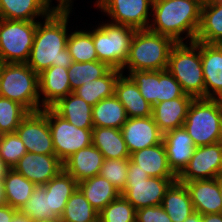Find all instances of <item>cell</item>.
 Wrapping results in <instances>:
<instances>
[{
  "instance_id": "cell-24",
  "label": "cell",
  "mask_w": 222,
  "mask_h": 222,
  "mask_svg": "<svg viewBox=\"0 0 222 222\" xmlns=\"http://www.w3.org/2000/svg\"><path fill=\"white\" fill-rule=\"evenodd\" d=\"M51 108L75 127L83 129H93L94 127L93 106L73 92L60 99Z\"/></svg>"
},
{
  "instance_id": "cell-19",
  "label": "cell",
  "mask_w": 222,
  "mask_h": 222,
  "mask_svg": "<svg viewBox=\"0 0 222 222\" xmlns=\"http://www.w3.org/2000/svg\"><path fill=\"white\" fill-rule=\"evenodd\" d=\"M68 68L51 66L39 74V94H42L41 110L51 108L60 99L72 93Z\"/></svg>"
},
{
  "instance_id": "cell-14",
  "label": "cell",
  "mask_w": 222,
  "mask_h": 222,
  "mask_svg": "<svg viewBox=\"0 0 222 222\" xmlns=\"http://www.w3.org/2000/svg\"><path fill=\"white\" fill-rule=\"evenodd\" d=\"M36 186H44L63 170L55 154L25 153L13 168Z\"/></svg>"
},
{
  "instance_id": "cell-55",
  "label": "cell",
  "mask_w": 222,
  "mask_h": 222,
  "mask_svg": "<svg viewBox=\"0 0 222 222\" xmlns=\"http://www.w3.org/2000/svg\"><path fill=\"white\" fill-rule=\"evenodd\" d=\"M219 142L222 144V130H221V138Z\"/></svg>"
},
{
  "instance_id": "cell-29",
  "label": "cell",
  "mask_w": 222,
  "mask_h": 222,
  "mask_svg": "<svg viewBox=\"0 0 222 222\" xmlns=\"http://www.w3.org/2000/svg\"><path fill=\"white\" fill-rule=\"evenodd\" d=\"M122 74L121 70L111 68L99 79L84 83L73 91L78 97L94 106L100 100L114 96L115 84Z\"/></svg>"
},
{
  "instance_id": "cell-22",
  "label": "cell",
  "mask_w": 222,
  "mask_h": 222,
  "mask_svg": "<svg viewBox=\"0 0 222 222\" xmlns=\"http://www.w3.org/2000/svg\"><path fill=\"white\" fill-rule=\"evenodd\" d=\"M130 160L149 177L177 178L168 164L163 142L131 153Z\"/></svg>"
},
{
  "instance_id": "cell-1",
  "label": "cell",
  "mask_w": 222,
  "mask_h": 222,
  "mask_svg": "<svg viewBox=\"0 0 222 222\" xmlns=\"http://www.w3.org/2000/svg\"><path fill=\"white\" fill-rule=\"evenodd\" d=\"M70 13L51 12L37 23L27 65L37 74L51 66L69 68L73 59L67 48Z\"/></svg>"
},
{
  "instance_id": "cell-2",
  "label": "cell",
  "mask_w": 222,
  "mask_h": 222,
  "mask_svg": "<svg viewBox=\"0 0 222 222\" xmlns=\"http://www.w3.org/2000/svg\"><path fill=\"white\" fill-rule=\"evenodd\" d=\"M203 2L204 0H153V18L148 29L171 38L175 43H183L187 38L189 42H194ZM185 32V38L181 37Z\"/></svg>"
},
{
  "instance_id": "cell-21",
  "label": "cell",
  "mask_w": 222,
  "mask_h": 222,
  "mask_svg": "<svg viewBox=\"0 0 222 222\" xmlns=\"http://www.w3.org/2000/svg\"><path fill=\"white\" fill-rule=\"evenodd\" d=\"M193 99V97H178L153 106L152 117L163 134L183 127L188 108Z\"/></svg>"
},
{
  "instance_id": "cell-20",
  "label": "cell",
  "mask_w": 222,
  "mask_h": 222,
  "mask_svg": "<svg viewBox=\"0 0 222 222\" xmlns=\"http://www.w3.org/2000/svg\"><path fill=\"white\" fill-rule=\"evenodd\" d=\"M104 161L103 154L93 144L80 149L63 162V170L78 183L100 175Z\"/></svg>"
},
{
  "instance_id": "cell-18",
  "label": "cell",
  "mask_w": 222,
  "mask_h": 222,
  "mask_svg": "<svg viewBox=\"0 0 222 222\" xmlns=\"http://www.w3.org/2000/svg\"><path fill=\"white\" fill-rule=\"evenodd\" d=\"M205 98L222 100V44L201 42Z\"/></svg>"
},
{
  "instance_id": "cell-23",
  "label": "cell",
  "mask_w": 222,
  "mask_h": 222,
  "mask_svg": "<svg viewBox=\"0 0 222 222\" xmlns=\"http://www.w3.org/2000/svg\"><path fill=\"white\" fill-rule=\"evenodd\" d=\"M114 95L122 103L128 118L152 116L153 106L141 95L138 86L123 73L115 84Z\"/></svg>"
},
{
  "instance_id": "cell-7",
  "label": "cell",
  "mask_w": 222,
  "mask_h": 222,
  "mask_svg": "<svg viewBox=\"0 0 222 222\" xmlns=\"http://www.w3.org/2000/svg\"><path fill=\"white\" fill-rule=\"evenodd\" d=\"M136 29L126 25L103 23L92 30L98 61L122 70L128 58L130 43Z\"/></svg>"
},
{
  "instance_id": "cell-36",
  "label": "cell",
  "mask_w": 222,
  "mask_h": 222,
  "mask_svg": "<svg viewBox=\"0 0 222 222\" xmlns=\"http://www.w3.org/2000/svg\"><path fill=\"white\" fill-rule=\"evenodd\" d=\"M19 212L31 220H59L50 208L49 192L44 186H36L31 197Z\"/></svg>"
},
{
  "instance_id": "cell-41",
  "label": "cell",
  "mask_w": 222,
  "mask_h": 222,
  "mask_svg": "<svg viewBox=\"0 0 222 222\" xmlns=\"http://www.w3.org/2000/svg\"><path fill=\"white\" fill-rule=\"evenodd\" d=\"M129 158L104 159L100 175L122 192L127 184Z\"/></svg>"
},
{
  "instance_id": "cell-3",
  "label": "cell",
  "mask_w": 222,
  "mask_h": 222,
  "mask_svg": "<svg viewBox=\"0 0 222 222\" xmlns=\"http://www.w3.org/2000/svg\"><path fill=\"white\" fill-rule=\"evenodd\" d=\"M176 43L169 37L150 31L136 30L129 48L128 58L121 70H167L169 53Z\"/></svg>"
},
{
  "instance_id": "cell-17",
  "label": "cell",
  "mask_w": 222,
  "mask_h": 222,
  "mask_svg": "<svg viewBox=\"0 0 222 222\" xmlns=\"http://www.w3.org/2000/svg\"><path fill=\"white\" fill-rule=\"evenodd\" d=\"M163 144L170 169L178 177L188 165L195 151L193 140L185 128L180 127L164 133Z\"/></svg>"
},
{
  "instance_id": "cell-30",
  "label": "cell",
  "mask_w": 222,
  "mask_h": 222,
  "mask_svg": "<svg viewBox=\"0 0 222 222\" xmlns=\"http://www.w3.org/2000/svg\"><path fill=\"white\" fill-rule=\"evenodd\" d=\"M196 42L222 44V4H203Z\"/></svg>"
},
{
  "instance_id": "cell-27",
  "label": "cell",
  "mask_w": 222,
  "mask_h": 222,
  "mask_svg": "<svg viewBox=\"0 0 222 222\" xmlns=\"http://www.w3.org/2000/svg\"><path fill=\"white\" fill-rule=\"evenodd\" d=\"M78 188L98 212L121 195V192L101 175L79 182Z\"/></svg>"
},
{
  "instance_id": "cell-26",
  "label": "cell",
  "mask_w": 222,
  "mask_h": 222,
  "mask_svg": "<svg viewBox=\"0 0 222 222\" xmlns=\"http://www.w3.org/2000/svg\"><path fill=\"white\" fill-rule=\"evenodd\" d=\"M161 206L172 222H184L193 212V204L184 183L176 180L166 190Z\"/></svg>"
},
{
  "instance_id": "cell-15",
  "label": "cell",
  "mask_w": 222,
  "mask_h": 222,
  "mask_svg": "<svg viewBox=\"0 0 222 222\" xmlns=\"http://www.w3.org/2000/svg\"><path fill=\"white\" fill-rule=\"evenodd\" d=\"M121 132L130 154L163 142V133L152 116L128 118Z\"/></svg>"
},
{
  "instance_id": "cell-53",
  "label": "cell",
  "mask_w": 222,
  "mask_h": 222,
  "mask_svg": "<svg viewBox=\"0 0 222 222\" xmlns=\"http://www.w3.org/2000/svg\"><path fill=\"white\" fill-rule=\"evenodd\" d=\"M32 222H61V221L59 219V220H32Z\"/></svg>"
},
{
  "instance_id": "cell-51",
  "label": "cell",
  "mask_w": 222,
  "mask_h": 222,
  "mask_svg": "<svg viewBox=\"0 0 222 222\" xmlns=\"http://www.w3.org/2000/svg\"><path fill=\"white\" fill-rule=\"evenodd\" d=\"M3 180H0V206L7 204L6 198H5V191L3 187Z\"/></svg>"
},
{
  "instance_id": "cell-47",
  "label": "cell",
  "mask_w": 222,
  "mask_h": 222,
  "mask_svg": "<svg viewBox=\"0 0 222 222\" xmlns=\"http://www.w3.org/2000/svg\"><path fill=\"white\" fill-rule=\"evenodd\" d=\"M184 222H207V214L201 215L198 212H193Z\"/></svg>"
},
{
  "instance_id": "cell-4",
  "label": "cell",
  "mask_w": 222,
  "mask_h": 222,
  "mask_svg": "<svg viewBox=\"0 0 222 222\" xmlns=\"http://www.w3.org/2000/svg\"><path fill=\"white\" fill-rule=\"evenodd\" d=\"M188 44L176 43L171 48L167 70L179 82L185 94L194 99L205 98L201 42L194 41Z\"/></svg>"
},
{
  "instance_id": "cell-10",
  "label": "cell",
  "mask_w": 222,
  "mask_h": 222,
  "mask_svg": "<svg viewBox=\"0 0 222 222\" xmlns=\"http://www.w3.org/2000/svg\"><path fill=\"white\" fill-rule=\"evenodd\" d=\"M48 125L51 131L55 155L64 162L71 155L92 144V129L75 127L48 108Z\"/></svg>"
},
{
  "instance_id": "cell-49",
  "label": "cell",
  "mask_w": 222,
  "mask_h": 222,
  "mask_svg": "<svg viewBox=\"0 0 222 222\" xmlns=\"http://www.w3.org/2000/svg\"><path fill=\"white\" fill-rule=\"evenodd\" d=\"M11 222H32L26 215L21 214L19 211L14 215Z\"/></svg>"
},
{
  "instance_id": "cell-8",
  "label": "cell",
  "mask_w": 222,
  "mask_h": 222,
  "mask_svg": "<svg viewBox=\"0 0 222 222\" xmlns=\"http://www.w3.org/2000/svg\"><path fill=\"white\" fill-rule=\"evenodd\" d=\"M177 178L149 177L129 158L127 184L121 195L137 210L161 205L166 190Z\"/></svg>"
},
{
  "instance_id": "cell-34",
  "label": "cell",
  "mask_w": 222,
  "mask_h": 222,
  "mask_svg": "<svg viewBox=\"0 0 222 222\" xmlns=\"http://www.w3.org/2000/svg\"><path fill=\"white\" fill-rule=\"evenodd\" d=\"M98 211L91 206L79 188L70 196L65 205L61 222H98Z\"/></svg>"
},
{
  "instance_id": "cell-13",
  "label": "cell",
  "mask_w": 222,
  "mask_h": 222,
  "mask_svg": "<svg viewBox=\"0 0 222 222\" xmlns=\"http://www.w3.org/2000/svg\"><path fill=\"white\" fill-rule=\"evenodd\" d=\"M222 175V144L220 142L199 146L182 173L179 182L218 178Z\"/></svg>"
},
{
  "instance_id": "cell-33",
  "label": "cell",
  "mask_w": 222,
  "mask_h": 222,
  "mask_svg": "<svg viewBox=\"0 0 222 222\" xmlns=\"http://www.w3.org/2000/svg\"><path fill=\"white\" fill-rule=\"evenodd\" d=\"M2 182L7 205L18 211L28 201L36 188L33 182H30L14 169L8 171Z\"/></svg>"
},
{
  "instance_id": "cell-5",
  "label": "cell",
  "mask_w": 222,
  "mask_h": 222,
  "mask_svg": "<svg viewBox=\"0 0 222 222\" xmlns=\"http://www.w3.org/2000/svg\"><path fill=\"white\" fill-rule=\"evenodd\" d=\"M0 96L40 111L39 74L27 63H0Z\"/></svg>"
},
{
  "instance_id": "cell-12",
  "label": "cell",
  "mask_w": 222,
  "mask_h": 222,
  "mask_svg": "<svg viewBox=\"0 0 222 222\" xmlns=\"http://www.w3.org/2000/svg\"><path fill=\"white\" fill-rule=\"evenodd\" d=\"M27 152L55 154L51 131L48 125V108L30 112L16 130Z\"/></svg>"
},
{
  "instance_id": "cell-46",
  "label": "cell",
  "mask_w": 222,
  "mask_h": 222,
  "mask_svg": "<svg viewBox=\"0 0 222 222\" xmlns=\"http://www.w3.org/2000/svg\"><path fill=\"white\" fill-rule=\"evenodd\" d=\"M17 212L18 210L10 205L4 204L0 206V222H11Z\"/></svg>"
},
{
  "instance_id": "cell-43",
  "label": "cell",
  "mask_w": 222,
  "mask_h": 222,
  "mask_svg": "<svg viewBox=\"0 0 222 222\" xmlns=\"http://www.w3.org/2000/svg\"><path fill=\"white\" fill-rule=\"evenodd\" d=\"M178 97H192L183 92L179 82L168 70L159 71L157 103L172 100Z\"/></svg>"
},
{
  "instance_id": "cell-45",
  "label": "cell",
  "mask_w": 222,
  "mask_h": 222,
  "mask_svg": "<svg viewBox=\"0 0 222 222\" xmlns=\"http://www.w3.org/2000/svg\"><path fill=\"white\" fill-rule=\"evenodd\" d=\"M57 6H52V0H42L44 5L49 9L50 12H59V13H70L72 10V0H56Z\"/></svg>"
},
{
  "instance_id": "cell-37",
  "label": "cell",
  "mask_w": 222,
  "mask_h": 222,
  "mask_svg": "<svg viewBox=\"0 0 222 222\" xmlns=\"http://www.w3.org/2000/svg\"><path fill=\"white\" fill-rule=\"evenodd\" d=\"M111 68L104 62H73L68 68V78L71 90L74 91L84 83L104 76Z\"/></svg>"
},
{
  "instance_id": "cell-52",
  "label": "cell",
  "mask_w": 222,
  "mask_h": 222,
  "mask_svg": "<svg viewBox=\"0 0 222 222\" xmlns=\"http://www.w3.org/2000/svg\"><path fill=\"white\" fill-rule=\"evenodd\" d=\"M203 4H222V0H204Z\"/></svg>"
},
{
  "instance_id": "cell-25",
  "label": "cell",
  "mask_w": 222,
  "mask_h": 222,
  "mask_svg": "<svg viewBox=\"0 0 222 222\" xmlns=\"http://www.w3.org/2000/svg\"><path fill=\"white\" fill-rule=\"evenodd\" d=\"M92 144L99 149L104 159L130 158L121 129L93 127Z\"/></svg>"
},
{
  "instance_id": "cell-28",
  "label": "cell",
  "mask_w": 222,
  "mask_h": 222,
  "mask_svg": "<svg viewBox=\"0 0 222 222\" xmlns=\"http://www.w3.org/2000/svg\"><path fill=\"white\" fill-rule=\"evenodd\" d=\"M51 12L42 0H0V18L8 20H42Z\"/></svg>"
},
{
  "instance_id": "cell-35",
  "label": "cell",
  "mask_w": 222,
  "mask_h": 222,
  "mask_svg": "<svg viewBox=\"0 0 222 222\" xmlns=\"http://www.w3.org/2000/svg\"><path fill=\"white\" fill-rule=\"evenodd\" d=\"M67 48L73 62L98 61V56L92 38V31L75 30L68 35Z\"/></svg>"
},
{
  "instance_id": "cell-39",
  "label": "cell",
  "mask_w": 222,
  "mask_h": 222,
  "mask_svg": "<svg viewBox=\"0 0 222 222\" xmlns=\"http://www.w3.org/2000/svg\"><path fill=\"white\" fill-rule=\"evenodd\" d=\"M98 222H136V209L122 196L98 213Z\"/></svg>"
},
{
  "instance_id": "cell-42",
  "label": "cell",
  "mask_w": 222,
  "mask_h": 222,
  "mask_svg": "<svg viewBox=\"0 0 222 222\" xmlns=\"http://www.w3.org/2000/svg\"><path fill=\"white\" fill-rule=\"evenodd\" d=\"M25 153L27 149L16 132L0 135V156L10 169L14 168Z\"/></svg>"
},
{
  "instance_id": "cell-48",
  "label": "cell",
  "mask_w": 222,
  "mask_h": 222,
  "mask_svg": "<svg viewBox=\"0 0 222 222\" xmlns=\"http://www.w3.org/2000/svg\"><path fill=\"white\" fill-rule=\"evenodd\" d=\"M10 167L4 162V160L0 156V180H3Z\"/></svg>"
},
{
  "instance_id": "cell-31",
  "label": "cell",
  "mask_w": 222,
  "mask_h": 222,
  "mask_svg": "<svg viewBox=\"0 0 222 222\" xmlns=\"http://www.w3.org/2000/svg\"><path fill=\"white\" fill-rule=\"evenodd\" d=\"M44 187L46 192H49L50 208L60 219L70 196L78 188V182L70 174L62 170Z\"/></svg>"
},
{
  "instance_id": "cell-16",
  "label": "cell",
  "mask_w": 222,
  "mask_h": 222,
  "mask_svg": "<svg viewBox=\"0 0 222 222\" xmlns=\"http://www.w3.org/2000/svg\"><path fill=\"white\" fill-rule=\"evenodd\" d=\"M181 183L189 192L195 212L201 215L222 213L220 177Z\"/></svg>"
},
{
  "instance_id": "cell-38",
  "label": "cell",
  "mask_w": 222,
  "mask_h": 222,
  "mask_svg": "<svg viewBox=\"0 0 222 222\" xmlns=\"http://www.w3.org/2000/svg\"><path fill=\"white\" fill-rule=\"evenodd\" d=\"M29 113L21 104L0 96V135L15 133Z\"/></svg>"
},
{
  "instance_id": "cell-11",
  "label": "cell",
  "mask_w": 222,
  "mask_h": 222,
  "mask_svg": "<svg viewBox=\"0 0 222 222\" xmlns=\"http://www.w3.org/2000/svg\"><path fill=\"white\" fill-rule=\"evenodd\" d=\"M152 4L153 0H96L95 6L111 18V23L140 30L148 29Z\"/></svg>"
},
{
  "instance_id": "cell-9",
  "label": "cell",
  "mask_w": 222,
  "mask_h": 222,
  "mask_svg": "<svg viewBox=\"0 0 222 222\" xmlns=\"http://www.w3.org/2000/svg\"><path fill=\"white\" fill-rule=\"evenodd\" d=\"M37 23L0 18V63H27Z\"/></svg>"
},
{
  "instance_id": "cell-6",
  "label": "cell",
  "mask_w": 222,
  "mask_h": 222,
  "mask_svg": "<svg viewBox=\"0 0 222 222\" xmlns=\"http://www.w3.org/2000/svg\"><path fill=\"white\" fill-rule=\"evenodd\" d=\"M183 127L192 138L195 147L219 142L222 130V100L193 99Z\"/></svg>"
},
{
  "instance_id": "cell-44",
  "label": "cell",
  "mask_w": 222,
  "mask_h": 222,
  "mask_svg": "<svg viewBox=\"0 0 222 222\" xmlns=\"http://www.w3.org/2000/svg\"><path fill=\"white\" fill-rule=\"evenodd\" d=\"M136 222H172L161 205L136 210Z\"/></svg>"
},
{
  "instance_id": "cell-50",
  "label": "cell",
  "mask_w": 222,
  "mask_h": 222,
  "mask_svg": "<svg viewBox=\"0 0 222 222\" xmlns=\"http://www.w3.org/2000/svg\"><path fill=\"white\" fill-rule=\"evenodd\" d=\"M207 222H222V213L207 214Z\"/></svg>"
},
{
  "instance_id": "cell-32",
  "label": "cell",
  "mask_w": 222,
  "mask_h": 222,
  "mask_svg": "<svg viewBox=\"0 0 222 222\" xmlns=\"http://www.w3.org/2000/svg\"><path fill=\"white\" fill-rule=\"evenodd\" d=\"M92 117L94 127L115 129H121L128 119L124 106L115 95L102 99L95 104L93 106Z\"/></svg>"
},
{
  "instance_id": "cell-40",
  "label": "cell",
  "mask_w": 222,
  "mask_h": 222,
  "mask_svg": "<svg viewBox=\"0 0 222 222\" xmlns=\"http://www.w3.org/2000/svg\"><path fill=\"white\" fill-rule=\"evenodd\" d=\"M127 75L138 86L141 95L149 104H157L159 71H130Z\"/></svg>"
},
{
  "instance_id": "cell-54",
  "label": "cell",
  "mask_w": 222,
  "mask_h": 222,
  "mask_svg": "<svg viewBox=\"0 0 222 222\" xmlns=\"http://www.w3.org/2000/svg\"><path fill=\"white\" fill-rule=\"evenodd\" d=\"M220 196L222 201V175L220 176Z\"/></svg>"
}]
</instances>
